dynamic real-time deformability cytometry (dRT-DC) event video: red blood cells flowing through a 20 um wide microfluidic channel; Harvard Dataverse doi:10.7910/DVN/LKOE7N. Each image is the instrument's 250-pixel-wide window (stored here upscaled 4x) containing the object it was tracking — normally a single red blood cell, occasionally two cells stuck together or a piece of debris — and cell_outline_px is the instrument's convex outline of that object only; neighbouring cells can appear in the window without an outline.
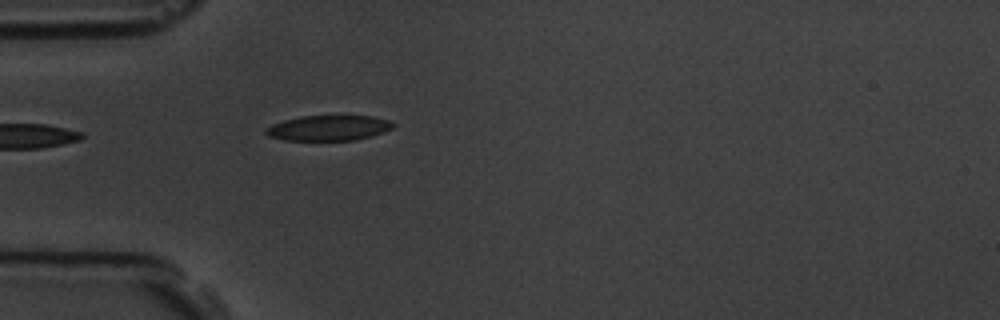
{"species": "common noctule bat (a hibernating species)", "species_latin": "Nyctalus noctula", "temperature_condition": "room temperature", "stored_images_in_passage": 5, "camera_frame_rate_fps": 3000, "um_per_image_px": 0.085, "animal": {"sex": "male", "body_mass_g": 19.5, "forearm_length_mm": 54.6}, "frame": {"image": 1, "passage_image": 5, "time_ms": 4.667, "image_size_px": [1000, 320], "cell_outline_px": [[396, 124], [392, 128], [384, 132], [356, 140], [284, 140], [268, 136], [264, 132], [264, 128], [272, 124], [284, 120], [300, 116], [372, 116], [388, 120]], "centroid_in_image_um": [27.9, 10.88], "position_along_channel_um": 57.1, "area_um2": 18.79}}